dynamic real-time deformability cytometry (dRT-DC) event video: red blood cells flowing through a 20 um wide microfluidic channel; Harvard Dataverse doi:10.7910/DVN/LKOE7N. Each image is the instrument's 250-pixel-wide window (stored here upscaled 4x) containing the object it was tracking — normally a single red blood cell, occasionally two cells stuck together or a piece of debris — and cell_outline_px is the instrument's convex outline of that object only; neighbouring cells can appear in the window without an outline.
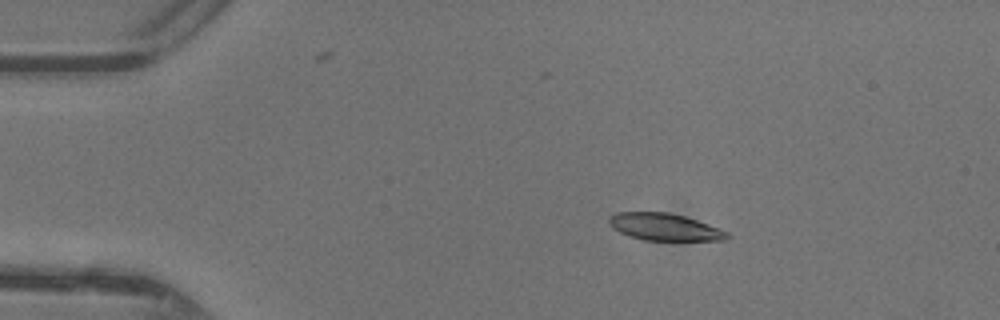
{"species": "common noctule bat (a hibernating species)", "species_latin": "Nyctalus noctula", "temperature_condition": "warm", "stored_images_in_passage": 47, "camera_frame_rate_fps": 3000, "um_per_image_px": 0.085, "animal": {"sex": "female"}, "frame": {"image": 1, "passage_image": 8, "time_ms": 2.333, "image_size_px": [1000, 320], "cell_outline_px": [[728, 240], [644, 240], [628, 236], [612, 228], [608, 224], [608, 220], [616, 212], [668, 212], [684, 216], [720, 228], [728, 232]], "centroid_in_image_um": [56.47, 19.29], "position_along_channel_um": 28.5, "area_um2": 18.61}}
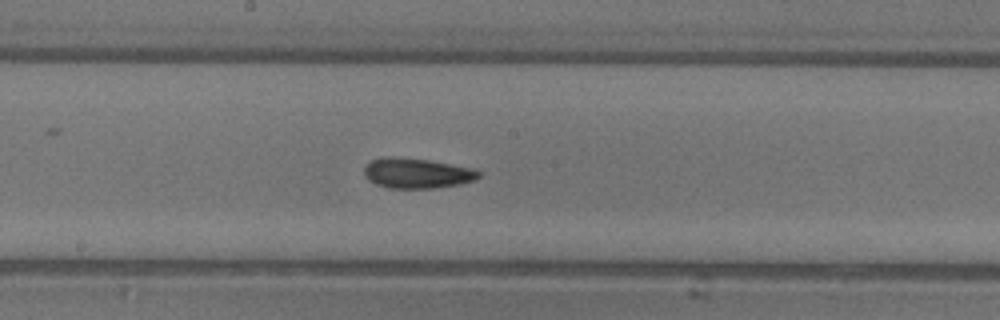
{"frame": {"image": 2, "passage_image": 25, "time_ms": 8.0, "image_size_px": [1000, 320], "cell_outline_px": [[480, 176], [476, 180], [460, 184], [432, 188], [388, 188], [376, 184], [368, 180], [364, 176], [364, 164], [368, 160], [384, 156], [392, 156], [428, 160], [472, 168], [480, 172]], "centroid_in_image_um": [35.37, 14.71], "position_along_channel_um": 212.8, "area_um2": 20.35}}
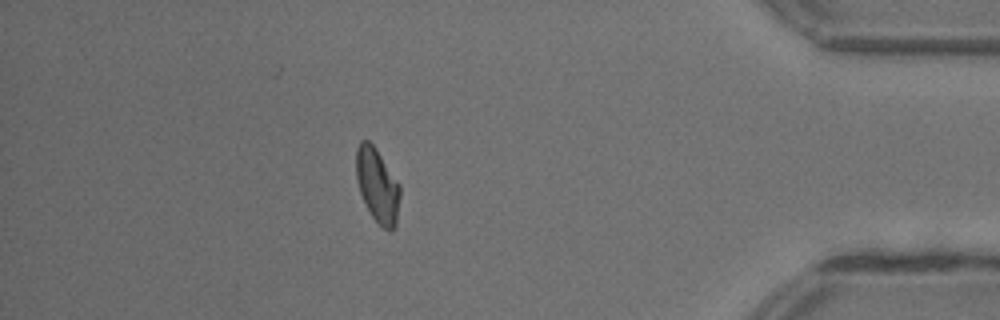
{"frame": {"image": 3, "passage_image": 41, "time_ms": 13.333, "image_size_px": [1000, 320], "cell_outline_px": [[400, 196], [396, 228], [392, 232], [388, 232], [372, 216], [360, 192], [356, 176], [356, 148], [360, 140], [368, 140], [376, 148], [400, 184]], "centroid_in_image_um": [32.1, 15.76], "position_along_channel_um": 403.1, "area_um2": 19.02}, "authors_computed_cell_mechanics": {"area_um2": 18.9584, "velocity_mm_per_s": 4.4015, "shape_relaxation_time_tau1_ms": 6.626, "shape_relaxation_time_tau2_ms": 4.5693, "deformation_change_tau1": 0.1864, "deformation_change_tau2": 0.1291}}